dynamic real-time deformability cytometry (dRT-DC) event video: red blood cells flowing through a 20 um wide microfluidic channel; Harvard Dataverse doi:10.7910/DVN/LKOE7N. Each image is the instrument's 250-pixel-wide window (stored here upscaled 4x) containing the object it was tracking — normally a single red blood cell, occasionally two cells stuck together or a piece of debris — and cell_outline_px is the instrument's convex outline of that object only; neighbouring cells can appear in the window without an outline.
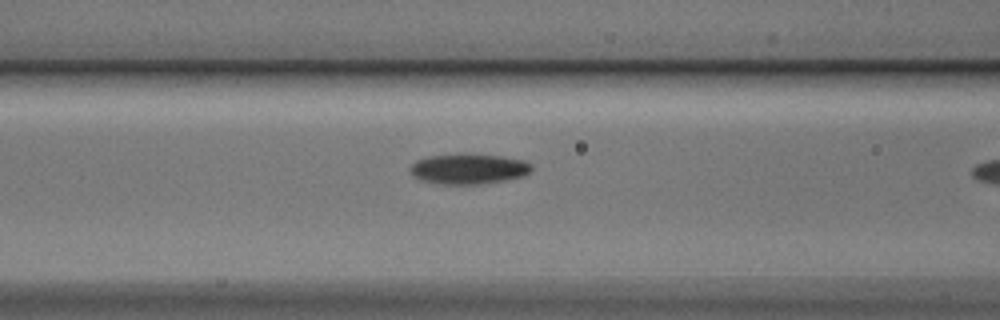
{"species": "Egyptian fruit bat (a non-hibernating species)", "species_latin": "Rousettus aegyptiacus", "temperature_condition": "cold", "stored_images_in_passage": 10, "camera_frame_rate_fps": 3000, "um_per_image_px": 0.085, "animal": {"sex": "male"}, "frame": {"image": 1, "passage_image": 9, "time_ms": 2.667, "image_size_px": [1000, 320], "cell_outline_px": [[532, 168], [524, 176], [504, 180], [480, 184], [444, 184], [420, 180], [412, 172], [412, 164], [416, 160], [428, 156], [460, 152], [500, 156], [524, 160], [532, 164]], "centroid_in_image_um": [39.85, 14.32], "position_along_channel_um": 126.8, "area_um2": 21.56}}